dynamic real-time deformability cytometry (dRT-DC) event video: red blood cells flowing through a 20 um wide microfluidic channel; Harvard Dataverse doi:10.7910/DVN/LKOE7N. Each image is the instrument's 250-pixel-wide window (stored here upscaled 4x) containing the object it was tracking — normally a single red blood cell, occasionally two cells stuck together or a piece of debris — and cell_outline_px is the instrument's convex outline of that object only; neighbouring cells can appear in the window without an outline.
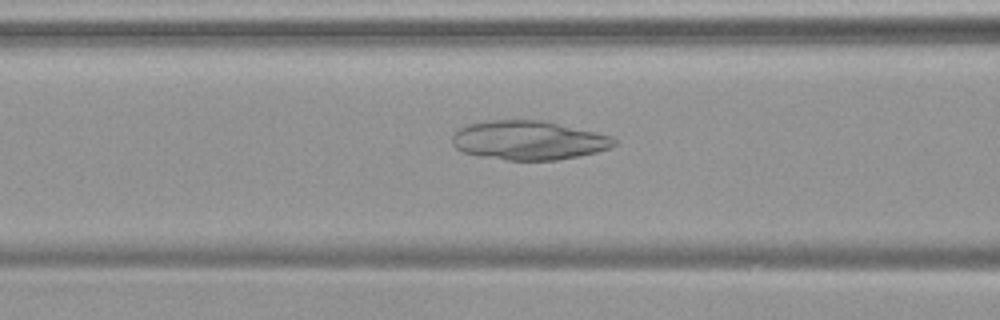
{"species": "common noctule bat (a hibernating species)", "species_latin": "Nyctalus noctula", "temperature_condition": "warm", "stored_images_in_passage": 47, "camera_frame_rate_fps": 3000, "um_per_image_px": 0.085, "animal": {"sex": "female", "body_mass_g": 19.9}, "frame": {"image": 1, "passage_image": 15, "time_ms": 4.667, "image_size_px": [1000, 320], "cell_outline_px": [[616, 144], [608, 148], [596, 152], [556, 160], [508, 160], [480, 156], [464, 152], [456, 148], [452, 144], [452, 136], [464, 124], [488, 120], [544, 120], [596, 132], [612, 136], [616, 140]], "centroid_in_image_um": [44.91, 11.91], "position_along_channel_um": 121.7, "area_um2": 36.88}}
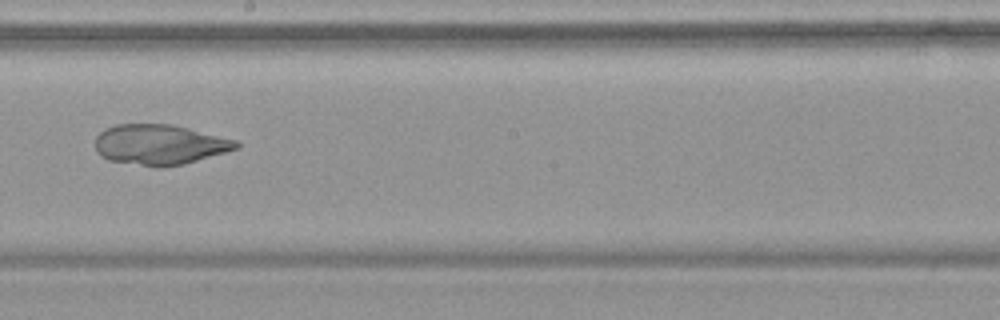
{"frame": {"image": 2, "passage_image": 24, "time_ms": 7.667, "image_size_px": [1000, 320], "cell_outline_px": [[240, 148], [184, 164], [140, 164], [108, 160], [100, 156], [96, 152], [96, 136], [104, 128], [116, 124], [172, 124], [236, 140], [240, 144]], "centroid_in_image_um": [13.56, 12.25], "position_along_channel_um": 234.6, "area_um2": 32.43}}
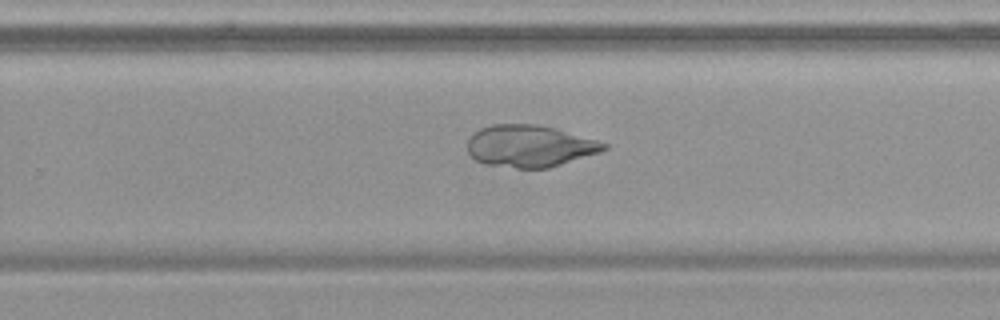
{"frame": {"image": 3, "passage_image": 28, "time_ms": 9.0, "image_size_px": [1000, 320], "cell_outline_px": [[608, 148], [600, 152], [548, 168], [516, 168], [484, 164], [476, 160], [468, 152], [468, 136], [472, 132], [480, 128], [492, 124], [536, 124], [556, 128], [596, 140], [608, 144]], "centroid_in_image_um": [44.99, 12.4], "position_along_channel_um": 284.8, "area_um2": 33.41}}